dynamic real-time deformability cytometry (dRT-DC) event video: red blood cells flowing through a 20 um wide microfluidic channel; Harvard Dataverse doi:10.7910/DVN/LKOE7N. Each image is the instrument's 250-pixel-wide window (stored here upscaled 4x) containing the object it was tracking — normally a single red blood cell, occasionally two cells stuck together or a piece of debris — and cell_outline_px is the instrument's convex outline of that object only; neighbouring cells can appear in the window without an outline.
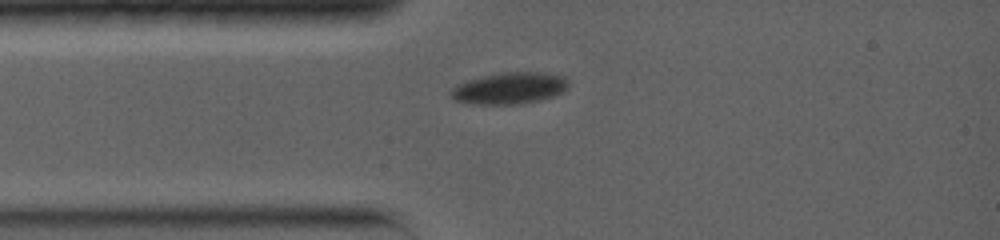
{"species": "common noctule bat (a hibernating species)", "species_latin": "Nyctalus noctula", "temperature_condition": "warm", "stored_images_in_passage": 12, "camera_frame_rate_fps": 5000, "um_per_image_px": 0.085, "animal": {"sex": "female", "body_mass_g": 19.0, "forearm_length_mm": 56.7}, "frame": {"image": 1, "passage_image": 1, "time_ms": 0.0, "image_size_px": [1000, 240], "cell_outline_px": [[568, 88], [564, 92], [540, 100], [524, 104], [476, 104], [456, 100], [448, 96], [452, 88], [464, 80], [500, 72], [544, 72], [564, 76], [568, 80]], "centroid_in_image_um": [43.31, 7.49], "position_along_channel_um": 41.7, "area_um2": 21.96}}
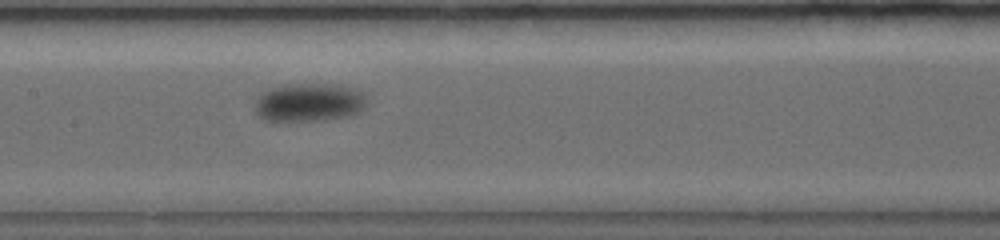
{"frame": {"image": 2, "passage_image": 7, "time_ms": 4.0, "image_size_px": [1000, 240], "cell_outline_px": [[364, 108], [348, 116], [324, 120], [264, 120], [256, 112], [256, 100], [268, 88], [280, 84], [336, 84], [352, 88], [360, 92], [364, 96]], "centroid_in_image_um": [26.24, 8.69], "position_along_channel_um": 181.2, "area_um2": 24.68}}
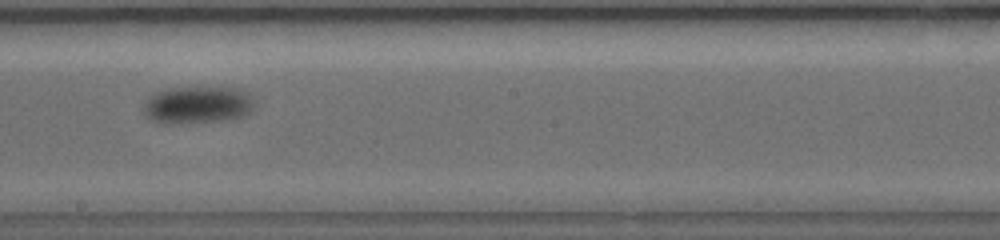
{"frame": {"image": 3, "passage_image": 9, "time_ms": 5.4, "image_size_px": [1000, 240], "cell_outline_px": [[252, 112], [244, 116], [228, 120], [168, 124], [152, 120], [144, 112], [144, 104], [156, 92], [168, 88], [240, 88], [248, 92], [252, 100]], "centroid_in_image_um": [16.83, 8.93], "position_along_channel_um": 231.4, "area_um2": 23.87}}